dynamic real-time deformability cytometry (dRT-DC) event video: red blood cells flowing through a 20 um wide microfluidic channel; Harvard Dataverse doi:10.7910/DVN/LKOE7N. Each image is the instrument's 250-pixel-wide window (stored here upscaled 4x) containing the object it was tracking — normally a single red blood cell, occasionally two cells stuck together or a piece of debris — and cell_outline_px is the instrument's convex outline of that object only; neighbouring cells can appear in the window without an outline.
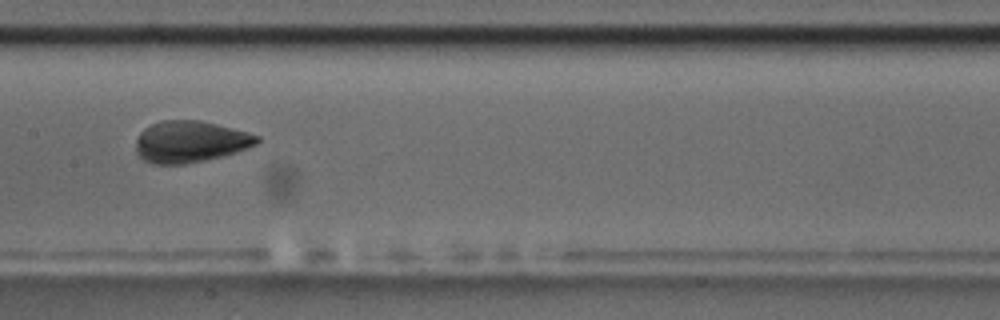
{"species": "common noctule bat (a hibernating species)", "species_latin": "Nyctalus noctula", "temperature_condition": "room temperature", "stored_images_in_passage": 9, "camera_frame_rate_fps": 3000, "um_per_image_px": 0.085, "animal": {"sex": "male", "body_mass_g": 17.5, "forearm_length_mm": 52.3}, "frame": {"image": 1, "passage_image": 8, "time_ms": 9.0, "image_size_px": [1000, 320], "cell_outline_px": [[260, 140], [256, 144], [248, 148], [236, 152], [204, 160], [184, 164], [152, 164], [144, 160], [136, 152], [136, 140], [140, 132], [144, 128], [160, 120], [200, 120], [248, 132], [260, 136]], "centroid_in_image_um": [16.15, 12.04], "position_along_channel_um": 191.2, "area_um2": 29.3}}
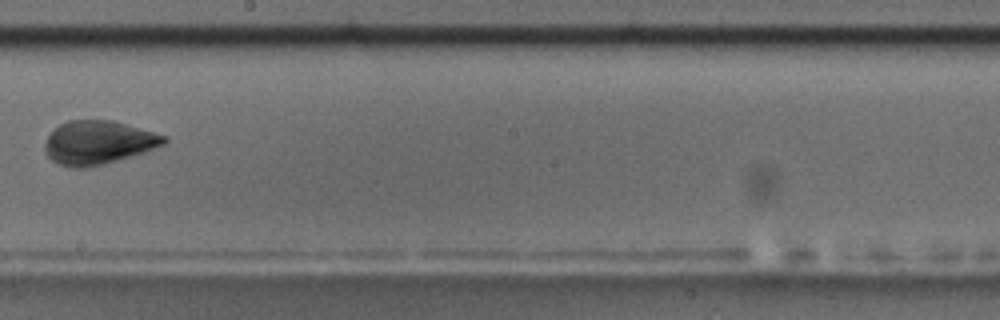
{"frame": {"image": 2, "passage_image": 9, "time_ms": 10.333, "image_size_px": [1000, 320], "cell_outline_px": [[168, 140], [164, 144], [144, 152], [132, 156], [104, 164], [88, 168], [72, 168], [60, 164], [52, 160], [44, 152], [44, 144], [48, 136], [60, 124], [68, 120], [112, 120], [168, 136]], "centroid_in_image_um": [8.35, 12.12], "position_along_channel_um": 239.9, "area_um2": 30.29}}